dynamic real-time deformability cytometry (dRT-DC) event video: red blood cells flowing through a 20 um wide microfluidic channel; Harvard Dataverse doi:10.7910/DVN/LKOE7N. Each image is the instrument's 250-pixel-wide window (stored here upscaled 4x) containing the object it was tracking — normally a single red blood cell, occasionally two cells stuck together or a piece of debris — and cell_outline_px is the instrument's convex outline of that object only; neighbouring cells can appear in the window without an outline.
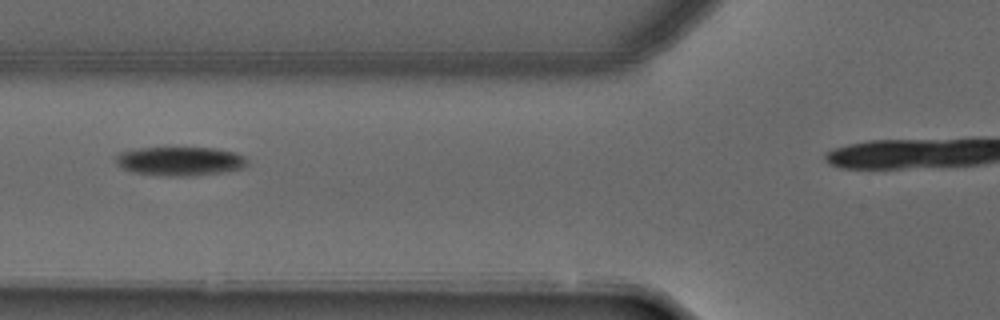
{"species": "common noctule bat (a hibernating species)", "species_latin": "Nyctalus noctula", "temperature_condition": "warm", "stored_images_in_passage": 4, "camera_frame_rate_fps": 3000, "um_per_image_px": 0.085, "animal": {"sex": "male", "forearm_length_mm": 52.5}, "frame": {"image": 1, "passage_image": 3, "time_ms": 0.667, "image_size_px": [1000, 320], "cell_outline_px": [[248, 164], [244, 168], [224, 172], [188, 176], [160, 176], [132, 172], [116, 164], [116, 156], [120, 152], [140, 148], [212, 148], [236, 152], [244, 156], [248, 160]], "centroid_in_image_um": [15.33, 13.71], "position_along_channel_um": 110.5, "area_um2": 22.25}}